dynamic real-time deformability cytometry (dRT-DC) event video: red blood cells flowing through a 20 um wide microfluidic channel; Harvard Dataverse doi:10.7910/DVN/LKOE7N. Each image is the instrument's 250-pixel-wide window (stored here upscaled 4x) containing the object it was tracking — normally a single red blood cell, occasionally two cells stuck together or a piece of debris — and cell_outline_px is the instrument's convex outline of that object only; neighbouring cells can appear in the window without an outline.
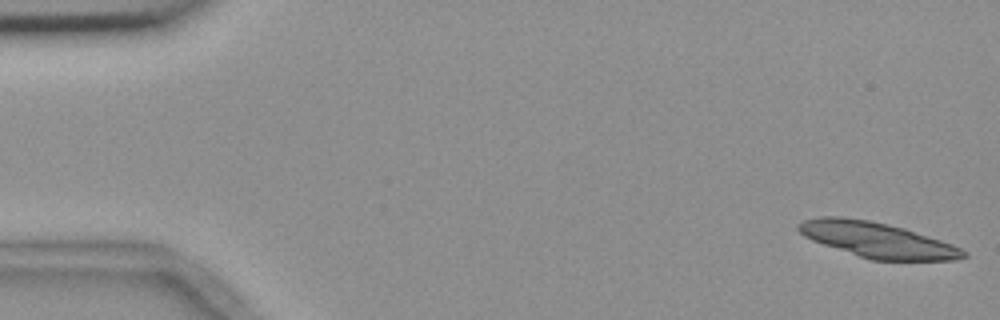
{"species": "common noctule bat (a hibernating species)", "species_latin": "Nyctalus noctula", "temperature_condition": "room temperature", "stored_images_in_passage": 26, "camera_frame_rate_fps": 3000, "um_per_image_px": 0.085, "animal": {"sex": "female", "body_mass_g": 18.4}, "frame": {"image": 1, "passage_image": 1, "time_ms": 0.0, "image_size_px": [1000, 320], "cell_outline_px": [[968, 256], [956, 260], [872, 260], [812, 240], [804, 236], [796, 228], [796, 224], [804, 220], [820, 216], [840, 216], [868, 220], [904, 228], [952, 244], [968, 252]], "centroid_in_image_um": [74.56, 20.38], "position_along_channel_um": 10.4, "area_um2": 33.58}}
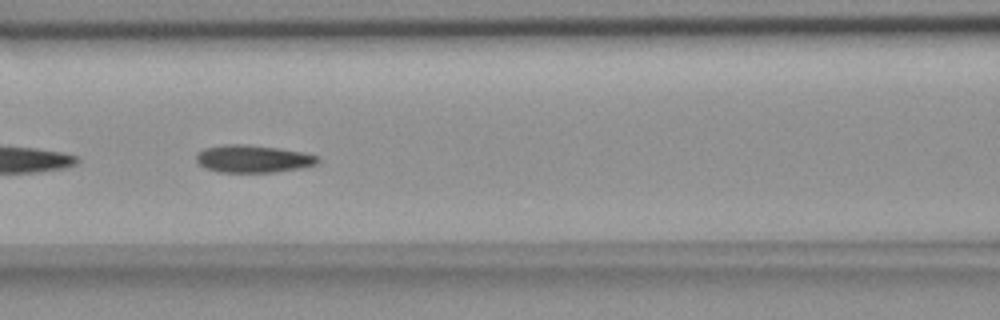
{"frame": {"image": 2, "passage_image": 24, "time_ms": 7.667, "image_size_px": [1000, 320], "cell_outline_px": [[320, 160], [316, 164], [300, 168], [276, 172], [216, 172], [204, 168], [196, 160], [196, 152], [204, 148], [224, 144], [244, 144], [280, 148], [304, 152], [320, 156]], "centroid_in_image_um": [21.5, 13.49], "position_along_channel_um": 145.1, "area_um2": 19.77}}